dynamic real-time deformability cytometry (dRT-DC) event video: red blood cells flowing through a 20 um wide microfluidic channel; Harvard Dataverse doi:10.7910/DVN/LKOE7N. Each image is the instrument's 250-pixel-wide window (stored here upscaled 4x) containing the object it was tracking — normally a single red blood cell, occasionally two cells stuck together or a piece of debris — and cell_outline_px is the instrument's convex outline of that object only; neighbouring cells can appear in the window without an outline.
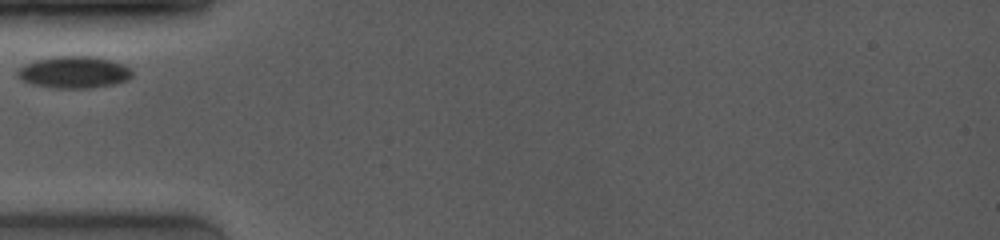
{"species": "common noctule bat (a hibernating species)", "species_latin": "Nyctalus noctula", "temperature_condition": "room temperature", "stored_images_in_passage": 18, "camera_frame_rate_fps": 4000, "um_per_image_px": 0.085, "animal": {"sex": "female", "body_mass_g": 19.0, "forearm_length_mm": 53.3}, "frame": {"image": 1, "passage_image": 1, "time_ms": 0.0, "image_size_px": [1000, 240], "cell_outline_px": [[132, 76], [128, 80], [112, 84], [92, 88], [56, 88], [32, 84], [20, 80], [12, 76], [12, 72], [24, 64], [36, 60], [56, 56], [88, 56], [108, 60], [132, 68]], "centroid_in_image_um": [6.19, 6.15], "position_along_channel_um": 78.8, "area_um2": 21.5}}